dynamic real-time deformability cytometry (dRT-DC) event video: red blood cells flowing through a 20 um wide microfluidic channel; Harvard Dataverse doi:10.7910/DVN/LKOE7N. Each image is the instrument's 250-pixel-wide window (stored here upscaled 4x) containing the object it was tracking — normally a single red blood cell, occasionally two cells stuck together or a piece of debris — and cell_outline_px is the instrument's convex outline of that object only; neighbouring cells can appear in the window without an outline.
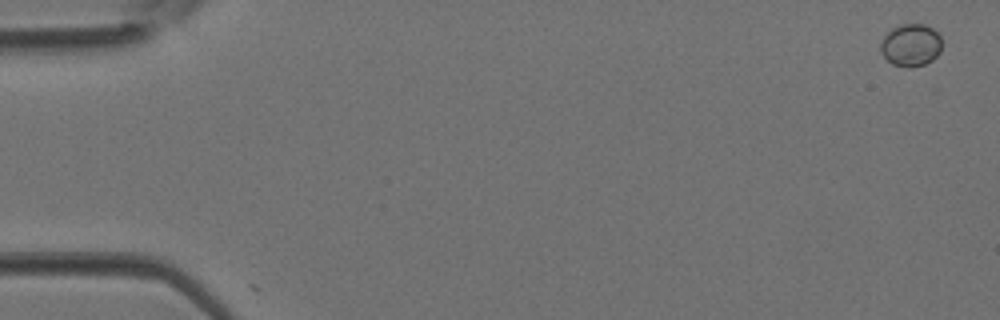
{"species": "Egyptian fruit bat (a non-hibernating species)", "species_latin": "Rousettus aegyptiacus", "temperature_condition": "room temperature", "stored_images_in_passage": 3, "camera_frame_rate_fps": 3000, "um_per_image_px": 0.085, "animal": {"sex": "female"}, "frame": {"image": 1, "passage_image": 1, "time_ms": 0.0, "image_size_px": [1000, 320], "cell_outline_px": [[940, 52], [932, 60], [924, 64], [908, 68], [892, 64], [880, 52], [880, 44], [884, 36], [892, 28], [900, 24], [924, 24], [932, 28], [940, 36]], "centroid_in_image_um": [77.4, 3.83], "position_along_channel_um": 7.6, "area_um2": 15.09}}